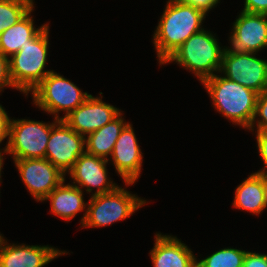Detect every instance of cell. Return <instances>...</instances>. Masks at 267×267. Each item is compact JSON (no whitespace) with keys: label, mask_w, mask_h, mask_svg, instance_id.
Returning a JSON list of instances; mask_svg holds the SVG:
<instances>
[{"label":"cell","mask_w":267,"mask_h":267,"mask_svg":"<svg viewBox=\"0 0 267 267\" xmlns=\"http://www.w3.org/2000/svg\"><path fill=\"white\" fill-rule=\"evenodd\" d=\"M206 13L192 4L168 0L153 32L158 63L162 64L193 34L203 30Z\"/></svg>","instance_id":"obj_1"},{"label":"cell","mask_w":267,"mask_h":267,"mask_svg":"<svg viewBox=\"0 0 267 267\" xmlns=\"http://www.w3.org/2000/svg\"><path fill=\"white\" fill-rule=\"evenodd\" d=\"M202 85L209 94L215 111L232 124L249 130L255 114L259 93L215 74Z\"/></svg>","instance_id":"obj_2"},{"label":"cell","mask_w":267,"mask_h":267,"mask_svg":"<svg viewBox=\"0 0 267 267\" xmlns=\"http://www.w3.org/2000/svg\"><path fill=\"white\" fill-rule=\"evenodd\" d=\"M216 33L205 28L187 39L162 65L175 62L195 74L198 81L218 74L226 46H221Z\"/></svg>","instance_id":"obj_3"},{"label":"cell","mask_w":267,"mask_h":267,"mask_svg":"<svg viewBox=\"0 0 267 267\" xmlns=\"http://www.w3.org/2000/svg\"><path fill=\"white\" fill-rule=\"evenodd\" d=\"M49 23L20 51L9 58L10 76L17 91L28 94L53 70L46 67L49 49Z\"/></svg>","instance_id":"obj_4"},{"label":"cell","mask_w":267,"mask_h":267,"mask_svg":"<svg viewBox=\"0 0 267 267\" xmlns=\"http://www.w3.org/2000/svg\"><path fill=\"white\" fill-rule=\"evenodd\" d=\"M29 94L33 104L54 118L62 120L80 106L91 94L83 92L71 80L51 71ZM64 115L59 116L60 112Z\"/></svg>","instance_id":"obj_5"},{"label":"cell","mask_w":267,"mask_h":267,"mask_svg":"<svg viewBox=\"0 0 267 267\" xmlns=\"http://www.w3.org/2000/svg\"><path fill=\"white\" fill-rule=\"evenodd\" d=\"M147 200L132 194L124 187L100 195L90 196L82 228H99L127 219L147 204Z\"/></svg>","instance_id":"obj_6"},{"label":"cell","mask_w":267,"mask_h":267,"mask_svg":"<svg viewBox=\"0 0 267 267\" xmlns=\"http://www.w3.org/2000/svg\"><path fill=\"white\" fill-rule=\"evenodd\" d=\"M59 121L54 118L52 123L30 119H11L9 139L4 152L16 159L45 158L47 143L52 127Z\"/></svg>","instance_id":"obj_7"},{"label":"cell","mask_w":267,"mask_h":267,"mask_svg":"<svg viewBox=\"0 0 267 267\" xmlns=\"http://www.w3.org/2000/svg\"><path fill=\"white\" fill-rule=\"evenodd\" d=\"M256 55L258 54L236 52L226 46L219 73L260 94L267 89V60Z\"/></svg>","instance_id":"obj_8"},{"label":"cell","mask_w":267,"mask_h":267,"mask_svg":"<svg viewBox=\"0 0 267 267\" xmlns=\"http://www.w3.org/2000/svg\"><path fill=\"white\" fill-rule=\"evenodd\" d=\"M84 152L85 137L59 120L51 129L45 158L66 175Z\"/></svg>","instance_id":"obj_9"},{"label":"cell","mask_w":267,"mask_h":267,"mask_svg":"<svg viewBox=\"0 0 267 267\" xmlns=\"http://www.w3.org/2000/svg\"><path fill=\"white\" fill-rule=\"evenodd\" d=\"M13 161L22 182L37 202H44V199L66 180V175L46 158Z\"/></svg>","instance_id":"obj_10"},{"label":"cell","mask_w":267,"mask_h":267,"mask_svg":"<svg viewBox=\"0 0 267 267\" xmlns=\"http://www.w3.org/2000/svg\"><path fill=\"white\" fill-rule=\"evenodd\" d=\"M137 139L132 124L128 121L121 130L108 160L113 162L116 173L124 180L125 187L133 185L141 176L143 153Z\"/></svg>","instance_id":"obj_11"},{"label":"cell","mask_w":267,"mask_h":267,"mask_svg":"<svg viewBox=\"0 0 267 267\" xmlns=\"http://www.w3.org/2000/svg\"><path fill=\"white\" fill-rule=\"evenodd\" d=\"M237 17L232 26L228 48L251 53L267 49V15L241 10Z\"/></svg>","instance_id":"obj_12"},{"label":"cell","mask_w":267,"mask_h":267,"mask_svg":"<svg viewBox=\"0 0 267 267\" xmlns=\"http://www.w3.org/2000/svg\"><path fill=\"white\" fill-rule=\"evenodd\" d=\"M108 162L104 158L84 152L67 174L73 180L72 185L81 190L85 187V191L88 194L92 193V196L108 193L119 186L108 176Z\"/></svg>","instance_id":"obj_13"},{"label":"cell","mask_w":267,"mask_h":267,"mask_svg":"<svg viewBox=\"0 0 267 267\" xmlns=\"http://www.w3.org/2000/svg\"><path fill=\"white\" fill-rule=\"evenodd\" d=\"M102 94L99 92V97L91 94L62 120L84 137L102 128L121 112V109L102 101Z\"/></svg>","instance_id":"obj_14"},{"label":"cell","mask_w":267,"mask_h":267,"mask_svg":"<svg viewBox=\"0 0 267 267\" xmlns=\"http://www.w3.org/2000/svg\"><path fill=\"white\" fill-rule=\"evenodd\" d=\"M67 253L49 245L9 244L4 236L0 239V267H45Z\"/></svg>","instance_id":"obj_15"},{"label":"cell","mask_w":267,"mask_h":267,"mask_svg":"<svg viewBox=\"0 0 267 267\" xmlns=\"http://www.w3.org/2000/svg\"><path fill=\"white\" fill-rule=\"evenodd\" d=\"M155 243L149 252L153 267H196L192 249L177 236L156 232Z\"/></svg>","instance_id":"obj_16"},{"label":"cell","mask_w":267,"mask_h":267,"mask_svg":"<svg viewBox=\"0 0 267 267\" xmlns=\"http://www.w3.org/2000/svg\"><path fill=\"white\" fill-rule=\"evenodd\" d=\"M63 181L45 199L50 202V212L66 222L72 220L79 212L83 213L80 226H82L87 212V204L84 200V191L71 183L64 184Z\"/></svg>","instance_id":"obj_17"},{"label":"cell","mask_w":267,"mask_h":267,"mask_svg":"<svg viewBox=\"0 0 267 267\" xmlns=\"http://www.w3.org/2000/svg\"><path fill=\"white\" fill-rule=\"evenodd\" d=\"M122 111L108 124L85 137V152L109 160L121 130L128 123Z\"/></svg>","instance_id":"obj_18"},{"label":"cell","mask_w":267,"mask_h":267,"mask_svg":"<svg viewBox=\"0 0 267 267\" xmlns=\"http://www.w3.org/2000/svg\"><path fill=\"white\" fill-rule=\"evenodd\" d=\"M31 12H34L33 8L19 22L0 34V52L4 56L10 58L20 51L46 26L43 24L36 28Z\"/></svg>","instance_id":"obj_19"},{"label":"cell","mask_w":267,"mask_h":267,"mask_svg":"<svg viewBox=\"0 0 267 267\" xmlns=\"http://www.w3.org/2000/svg\"><path fill=\"white\" fill-rule=\"evenodd\" d=\"M233 207L260 215L265 209L263 173H251L235 189Z\"/></svg>","instance_id":"obj_20"},{"label":"cell","mask_w":267,"mask_h":267,"mask_svg":"<svg viewBox=\"0 0 267 267\" xmlns=\"http://www.w3.org/2000/svg\"><path fill=\"white\" fill-rule=\"evenodd\" d=\"M246 252L233 247L223 248L205 259H197L196 267H243Z\"/></svg>","instance_id":"obj_21"},{"label":"cell","mask_w":267,"mask_h":267,"mask_svg":"<svg viewBox=\"0 0 267 267\" xmlns=\"http://www.w3.org/2000/svg\"><path fill=\"white\" fill-rule=\"evenodd\" d=\"M34 7V3L0 0V34L19 22Z\"/></svg>","instance_id":"obj_22"},{"label":"cell","mask_w":267,"mask_h":267,"mask_svg":"<svg viewBox=\"0 0 267 267\" xmlns=\"http://www.w3.org/2000/svg\"><path fill=\"white\" fill-rule=\"evenodd\" d=\"M254 130H267V89L258 95L254 118L249 128L253 133Z\"/></svg>","instance_id":"obj_23"},{"label":"cell","mask_w":267,"mask_h":267,"mask_svg":"<svg viewBox=\"0 0 267 267\" xmlns=\"http://www.w3.org/2000/svg\"><path fill=\"white\" fill-rule=\"evenodd\" d=\"M4 87L14 88L11 76H10V65L9 58L4 56L0 52V93L4 90Z\"/></svg>","instance_id":"obj_24"},{"label":"cell","mask_w":267,"mask_h":267,"mask_svg":"<svg viewBox=\"0 0 267 267\" xmlns=\"http://www.w3.org/2000/svg\"><path fill=\"white\" fill-rule=\"evenodd\" d=\"M257 149L259 157H261L264 167L257 171V173H267V130H255Z\"/></svg>","instance_id":"obj_25"},{"label":"cell","mask_w":267,"mask_h":267,"mask_svg":"<svg viewBox=\"0 0 267 267\" xmlns=\"http://www.w3.org/2000/svg\"><path fill=\"white\" fill-rule=\"evenodd\" d=\"M243 267H267V254L247 251Z\"/></svg>","instance_id":"obj_26"},{"label":"cell","mask_w":267,"mask_h":267,"mask_svg":"<svg viewBox=\"0 0 267 267\" xmlns=\"http://www.w3.org/2000/svg\"><path fill=\"white\" fill-rule=\"evenodd\" d=\"M243 11L267 15V0H244Z\"/></svg>","instance_id":"obj_27"},{"label":"cell","mask_w":267,"mask_h":267,"mask_svg":"<svg viewBox=\"0 0 267 267\" xmlns=\"http://www.w3.org/2000/svg\"><path fill=\"white\" fill-rule=\"evenodd\" d=\"M11 118L0 104V144L7 138L9 139V127ZM0 150L4 151V149Z\"/></svg>","instance_id":"obj_28"},{"label":"cell","mask_w":267,"mask_h":267,"mask_svg":"<svg viewBox=\"0 0 267 267\" xmlns=\"http://www.w3.org/2000/svg\"><path fill=\"white\" fill-rule=\"evenodd\" d=\"M189 4H192L195 8L204 11L206 14L216 7L220 0H180Z\"/></svg>","instance_id":"obj_29"},{"label":"cell","mask_w":267,"mask_h":267,"mask_svg":"<svg viewBox=\"0 0 267 267\" xmlns=\"http://www.w3.org/2000/svg\"><path fill=\"white\" fill-rule=\"evenodd\" d=\"M263 191H264L265 207L267 209V173H263Z\"/></svg>","instance_id":"obj_30"},{"label":"cell","mask_w":267,"mask_h":267,"mask_svg":"<svg viewBox=\"0 0 267 267\" xmlns=\"http://www.w3.org/2000/svg\"><path fill=\"white\" fill-rule=\"evenodd\" d=\"M5 153H6V152L0 150V184H1V180H2V179H1V176H2V175H1V174H2L1 171H2V169H3V165H4V162H3V161H4V157H5V155H6ZM3 154H4V155H3ZM0 193H1V192H0Z\"/></svg>","instance_id":"obj_31"},{"label":"cell","mask_w":267,"mask_h":267,"mask_svg":"<svg viewBox=\"0 0 267 267\" xmlns=\"http://www.w3.org/2000/svg\"><path fill=\"white\" fill-rule=\"evenodd\" d=\"M14 1H21V2H26V3H34V0H14Z\"/></svg>","instance_id":"obj_32"}]
</instances>
